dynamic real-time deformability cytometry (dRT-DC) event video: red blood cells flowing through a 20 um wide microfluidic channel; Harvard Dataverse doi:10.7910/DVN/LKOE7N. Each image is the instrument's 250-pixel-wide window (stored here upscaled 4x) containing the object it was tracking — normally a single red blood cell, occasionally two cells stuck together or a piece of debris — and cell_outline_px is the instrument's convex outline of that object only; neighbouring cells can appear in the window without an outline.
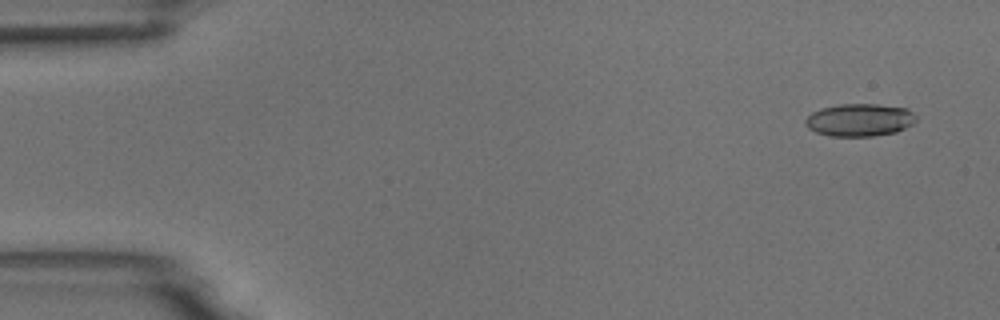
{"species": "common noctule bat (a hibernating species)", "species_latin": "Nyctalus noctula", "temperature_condition": "room temperature", "stored_images_in_passage": 10, "camera_frame_rate_fps": 3000, "um_per_image_px": 0.085, "animal": {"sex": "male", "body_mass_g": 18.8}, "frame": {"image": 1, "passage_image": 1, "time_ms": 0.0, "image_size_px": [1000, 320], "cell_outline_px": [[916, 120], [912, 124], [896, 132], [872, 136], [832, 136], [816, 132], [808, 128], [804, 124], [804, 120], [812, 112], [820, 108], [836, 104], [876, 104], [904, 108], [912, 112], [916, 116]], "centroid_in_image_um": [73.02, 10.19], "position_along_channel_um": 12.0, "area_um2": 21.04}}
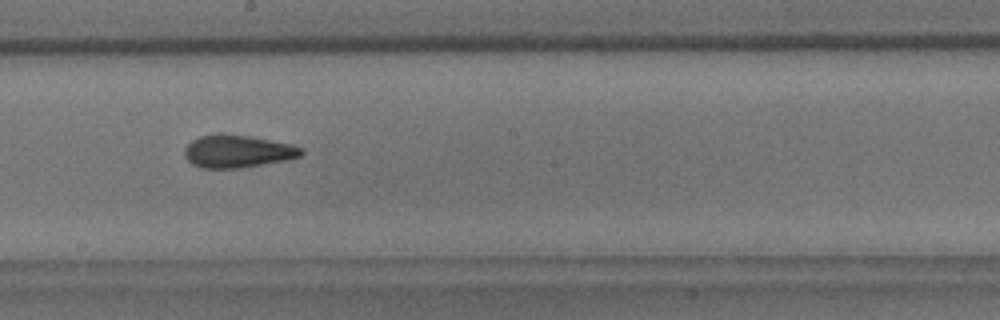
{"frame": {"image": 2, "passage_image": 9, "time_ms": 9.0, "image_size_px": [1000, 320], "cell_outline_px": [[304, 152], [300, 156], [288, 160], [236, 168], [200, 168], [192, 164], [184, 156], [184, 148], [192, 140], [200, 136], [216, 132], [220, 132], [248, 136], [292, 144], [304, 148]], "centroid_in_image_um": [20.17, 12.84], "position_along_channel_um": 228.0, "area_um2": 22.43}}
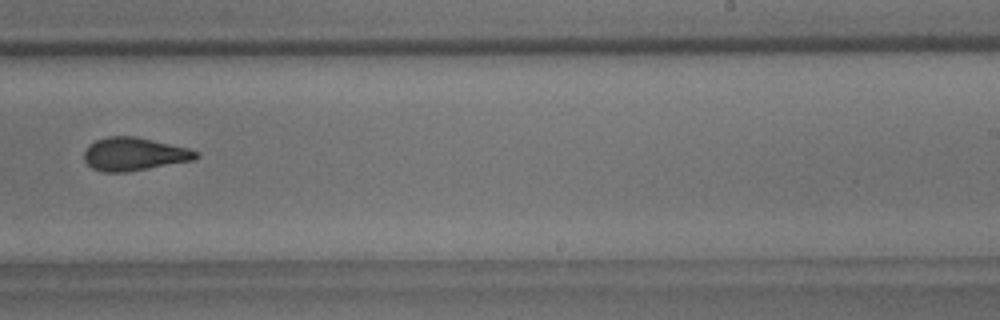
{"frame": {"image": 3, "passage_image": 10, "time_ms": 10.333, "image_size_px": [1000, 320], "cell_outline_px": [[200, 156], [192, 160], [148, 168], [124, 172], [104, 172], [92, 168], [84, 160], [84, 152], [88, 144], [96, 140], [108, 136], [132, 136], [152, 140], [188, 148], [200, 152]], "centroid_in_image_um": [11.37, 13.09], "position_along_channel_um": 277.6, "area_um2": 21.39}}